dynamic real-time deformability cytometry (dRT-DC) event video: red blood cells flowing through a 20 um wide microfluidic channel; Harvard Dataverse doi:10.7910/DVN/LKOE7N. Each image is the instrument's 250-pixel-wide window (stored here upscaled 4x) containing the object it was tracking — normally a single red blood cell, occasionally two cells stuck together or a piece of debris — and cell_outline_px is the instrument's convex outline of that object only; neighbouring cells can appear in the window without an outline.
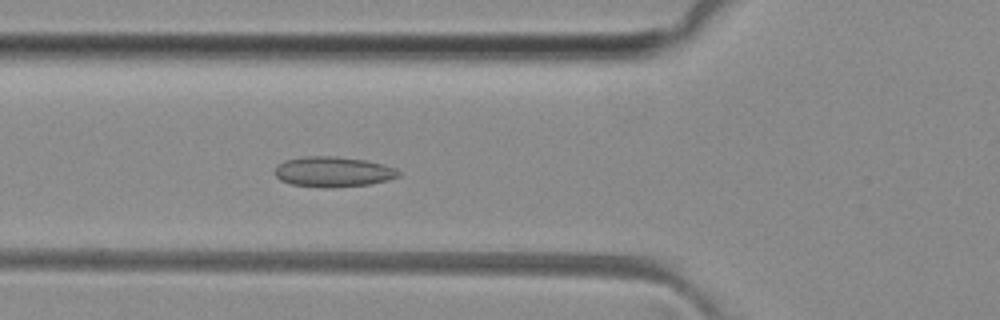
{"species": "common noctule bat (a hibernating species)", "species_latin": "Nyctalus noctula", "temperature_condition": "room temperature", "stored_images_in_passage": 43, "camera_frame_rate_fps": 3000, "um_per_image_px": 0.085, "animal": {"sex": "female", "body_mass_g": 29.2, "forearm_length_mm": 56.3}, "frame": {"image": 1, "passage_image": 11, "time_ms": 3.333, "image_size_px": [1000, 320], "cell_outline_px": [[400, 176], [388, 180], [372, 184], [324, 188], [292, 184], [280, 180], [272, 172], [276, 164], [284, 160], [304, 156], [336, 156], [364, 160], [396, 168], [400, 172]], "centroid_in_image_um": [28.26, 14.6], "position_along_channel_um": 97.5, "area_um2": 22.02}}
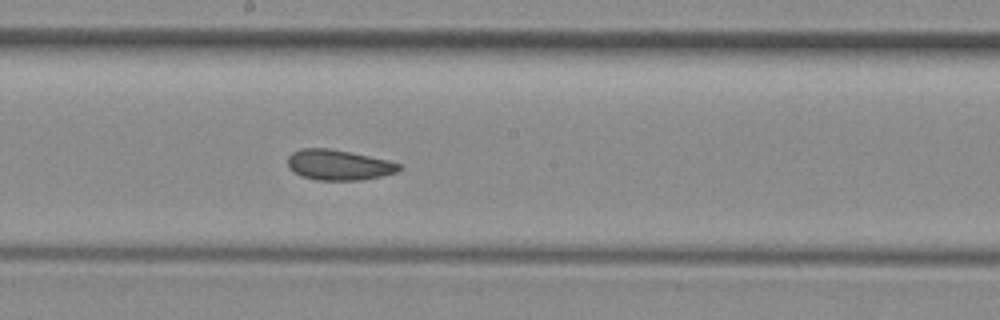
{"frame": {"image": 2, "passage_image": 20, "time_ms": 6.333, "image_size_px": [1000, 320], "cell_outline_px": [[400, 168], [396, 172], [364, 180], [316, 180], [300, 176], [288, 168], [288, 156], [292, 152], [300, 148], [328, 148], [388, 160], [400, 164]], "centroid_in_image_um": [28.73, 14.02], "position_along_channel_um": 219.5, "area_um2": 19.65}}
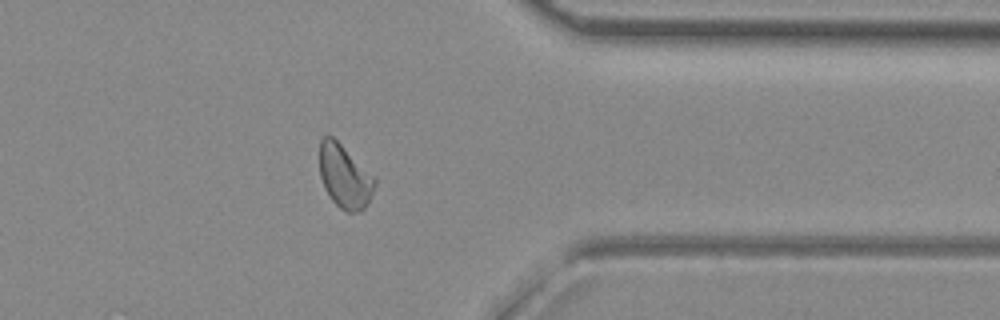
{"frame": {"image": 3, "passage_image": 33, "time_ms": 10.667, "image_size_px": [1000, 320], "cell_outline_px": [[376, 184], [368, 204], [364, 208], [356, 212], [348, 212], [340, 208], [328, 196], [324, 188], [320, 176], [320, 140], [324, 136], [332, 136], [376, 180]], "centroid_in_image_um": [29.27, 15.04], "position_along_channel_um": 382.1, "area_um2": 19.94}, "authors_computed_cell_mechanics": {"area_um2": 20.3456, "velocity_mm_per_s": 4.0567, "shape_relaxation_time_tau1_ms": null, "shape_relaxation_time_tau2_ms": 1.7918, "deformation_change_tau1": null, "deformation_change_tau2": 0.0612}}